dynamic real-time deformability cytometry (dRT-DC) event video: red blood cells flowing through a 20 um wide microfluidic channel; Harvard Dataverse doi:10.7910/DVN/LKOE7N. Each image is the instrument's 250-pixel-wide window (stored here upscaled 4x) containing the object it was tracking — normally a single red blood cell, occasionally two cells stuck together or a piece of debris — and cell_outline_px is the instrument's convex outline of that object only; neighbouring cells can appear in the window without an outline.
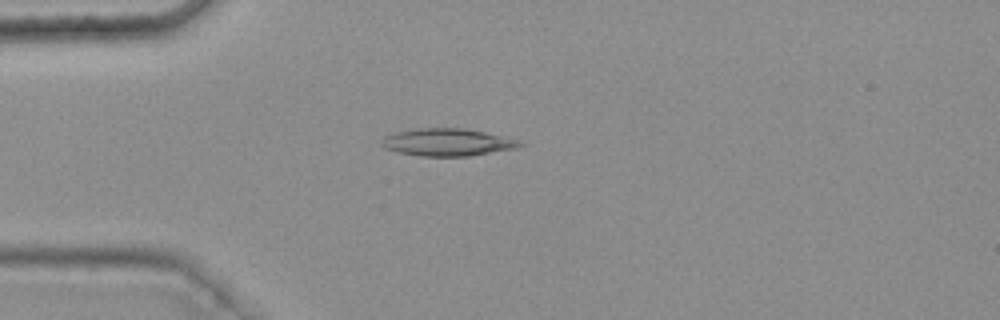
{"species": "common noctule bat (a hibernating species)", "species_latin": "Nyctalus noctula", "temperature_condition": "warm", "stored_images_in_passage": 48, "camera_frame_rate_fps": 3000, "um_per_image_px": 0.085, "animal": {"sex": "female", "body_mass_g": 25.1}, "frame": {"image": 1, "passage_image": 14, "time_ms": 4.333, "image_size_px": [1000, 320], "cell_outline_px": [[528, 144], [516, 148], [468, 156], [420, 156], [396, 152], [384, 148], [380, 144], [380, 140], [384, 136], [392, 132], [416, 128], [464, 128], [508, 136], [520, 140]], "centroid_in_image_um": [38.03, 12.08], "position_along_channel_um": 47.0, "area_um2": 22.6}}
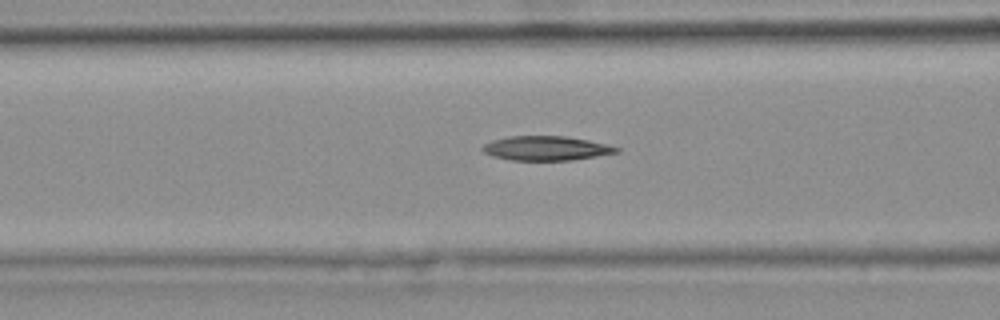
{"frame": {"image": 2, "passage_image": 21, "time_ms": 6.667, "image_size_px": [1000, 320], "cell_outline_px": [[620, 152], [572, 160], [508, 160], [492, 156], [484, 152], [480, 148], [484, 144], [492, 140], [508, 136], [568, 136], [588, 140], [620, 148]], "centroid_in_image_um": [46.38, 12.6], "position_along_channel_um": 120.2, "area_um2": 19.02}}
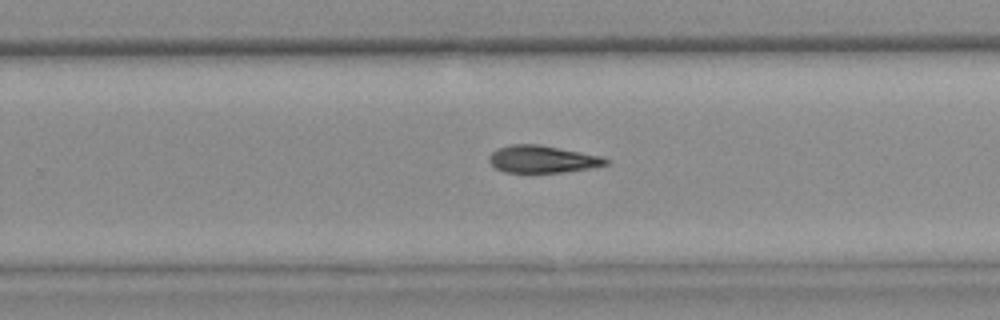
{"frame": {"image": 3, "passage_image": 34, "time_ms": 11.0, "image_size_px": [1000, 320], "cell_outline_px": [[612, 164], [564, 172], [504, 172], [496, 168], [488, 160], [488, 156], [496, 148], [512, 144], [540, 144], [604, 156], [612, 160]], "centroid_in_image_um": [46.16, 13.52], "position_along_channel_um": 283.6, "area_um2": 18.84}}